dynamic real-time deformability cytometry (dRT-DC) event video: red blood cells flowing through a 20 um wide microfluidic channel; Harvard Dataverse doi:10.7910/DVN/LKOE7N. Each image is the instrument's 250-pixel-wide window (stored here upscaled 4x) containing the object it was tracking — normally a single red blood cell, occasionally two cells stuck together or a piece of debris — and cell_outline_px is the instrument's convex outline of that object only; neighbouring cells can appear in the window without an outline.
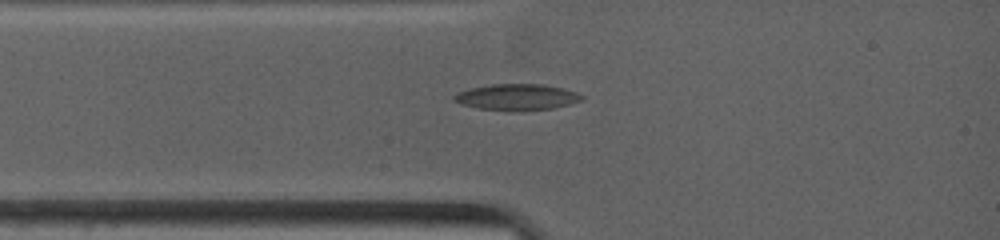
{"species": "common noctule bat (a hibernating species)", "species_latin": "Nyctalus noctula", "temperature_condition": "warm", "stored_images_in_passage": 5, "camera_frame_rate_fps": 4500, "um_per_image_px": 0.085, "animal": {"sex": "female", "body_mass_g": 19.0, "forearm_length_mm": 53.3}, "frame": {"image": 1, "passage_image": 4, "time_ms": 1.778, "image_size_px": [1000, 240], "cell_outline_px": [[584, 100], [552, 108], [512, 112], [480, 108], [460, 104], [452, 100], [452, 96], [456, 92], [472, 88], [492, 84], [544, 84], [564, 88], [576, 92], [584, 96]], "centroid_in_image_um": [43.92, 8.26], "position_along_channel_um": 41.1, "area_um2": 19.71}}